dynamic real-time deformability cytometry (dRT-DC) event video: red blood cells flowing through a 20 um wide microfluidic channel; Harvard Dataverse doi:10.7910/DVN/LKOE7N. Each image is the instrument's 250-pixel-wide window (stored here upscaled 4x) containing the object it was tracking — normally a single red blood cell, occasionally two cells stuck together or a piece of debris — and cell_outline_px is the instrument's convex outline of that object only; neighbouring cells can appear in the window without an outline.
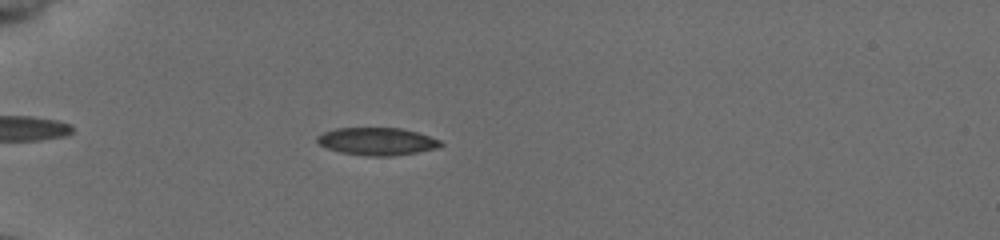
{"species": "common noctule bat (a hibernating species)", "species_latin": "Nyctalus noctula", "temperature_condition": "cold", "stored_images_in_passage": 48, "camera_frame_rate_fps": 3000, "um_per_image_px": 0.085, "animal": {"sex": "female", "body_mass_g": 19.5, "forearm_length_mm": 54.1}, "frame": {"image": 1, "passage_image": 11, "time_ms": 3.333, "image_size_px": [1000, 240], "cell_outline_px": [[444, 144], [440, 148], [392, 156], [368, 156], [340, 152], [328, 148], [320, 144], [316, 140], [316, 136], [324, 132], [336, 128], [400, 128], [416, 132], [440, 140]], "centroid_in_image_um": [32.06, 12.02], "position_along_channel_um": 52.9, "area_um2": 19.77}}
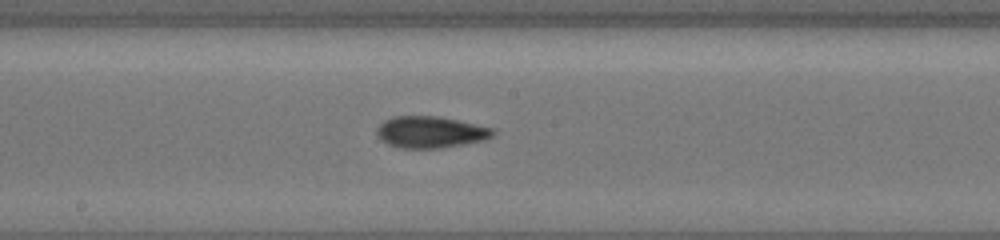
{"frame": {"image": 2, "passage_image": 25, "time_ms": 8.0, "image_size_px": [1000, 240], "cell_outline_px": [[496, 132], [492, 136], [484, 140], [440, 148], [400, 148], [388, 144], [380, 140], [376, 136], [376, 128], [384, 120], [392, 116], [440, 116], [496, 128]], "centroid_in_image_um": [36.58, 11.22], "position_along_channel_um": 211.6, "area_um2": 21.68}}
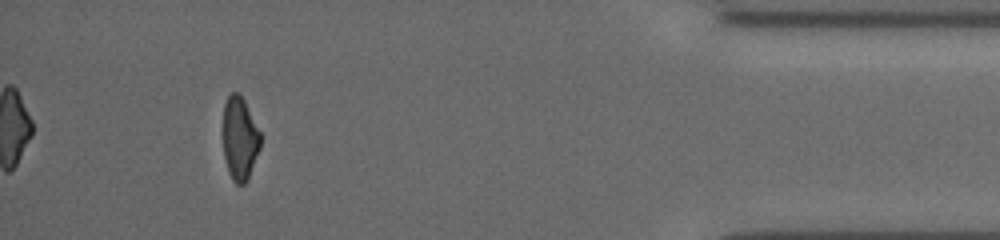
{"frame": {"image": 3, "passage_image": 44, "time_ms": 14.333, "image_size_px": [1000, 240], "cell_outline_px": [[260, 148], [248, 180], [244, 184], [236, 184], [232, 180], [228, 172], [224, 156], [224, 104], [228, 96], [232, 92], [240, 92], [260, 132]], "centroid_in_image_um": [20.39, 11.79], "position_along_channel_um": 414.8, "area_um2": 18.09}, "authors_computed_cell_mechanics": {"area_um2": 19.8832, "velocity_mm_per_s": 3.9342, "shape_relaxation_time_tau1_ms": 4.9363, "shape_relaxation_time_tau2_ms": 3.827, "deformation_change_tau1": 0.1366, "deformation_change_tau2": 0.0961}}